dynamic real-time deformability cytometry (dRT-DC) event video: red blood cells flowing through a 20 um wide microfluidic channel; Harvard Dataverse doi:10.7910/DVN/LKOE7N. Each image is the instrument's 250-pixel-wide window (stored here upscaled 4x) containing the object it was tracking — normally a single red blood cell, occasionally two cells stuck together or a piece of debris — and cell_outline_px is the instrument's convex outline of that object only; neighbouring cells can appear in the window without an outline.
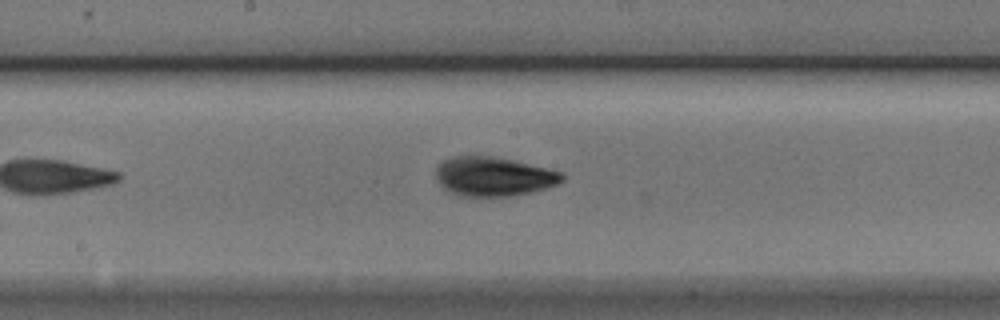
{"species": "Egyptian fruit bat (a non-hibernating species)", "species_latin": "Rousettus aegyptiacus", "temperature_condition": "cold", "stored_images_in_passage": 8, "camera_frame_rate_fps": 3000, "um_per_image_px": 0.085, "animal": {"sex": "male"}, "frame": {"image": 1, "passage_image": 8, "time_ms": 2.333, "image_size_px": [1000, 320], "cell_outline_px": [[564, 180], [560, 184], [548, 188], [532, 192], [512, 196], [460, 196], [448, 192], [440, 184], [436, 176], [436, 168], [444, 160], [452, 156], [492, 156], [512, 160], [560, 172], [564, 176]], "centroid_in_image_um": [41.95, 15.02], "position_along_channel_um": 206.2, "area_um2": 28.78}}